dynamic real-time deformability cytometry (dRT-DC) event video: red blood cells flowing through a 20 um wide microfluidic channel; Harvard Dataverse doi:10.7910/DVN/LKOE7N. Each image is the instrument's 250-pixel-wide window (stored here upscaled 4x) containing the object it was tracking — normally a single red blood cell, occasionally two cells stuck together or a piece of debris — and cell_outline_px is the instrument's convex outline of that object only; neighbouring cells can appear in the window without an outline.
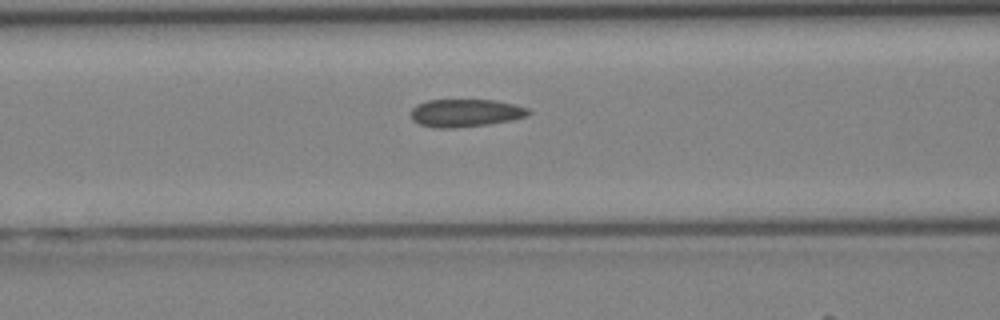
{"species": "Egyptian fruit bat (a non-hibernating species)", "species_latin": "Rousettus aegyptiacus", "temperature_condition": "cold", "stored_images_in_passage": 29, "camera_frame_rate_fps": 3000, "um_per_image_px": 0.085, "animal": {"sex": "female"}, "frame": {"image": 1, "passage_image": 13, "time_ms": 4.0, "image_size_px": [1000, 320], "cell_outline_px": [[532, 112], [528, 116], [512, 120], [488, 124], [452, 128], [432, 128], [420, 124], [412, 120], [412, 108], [416, 104], [428, 100], [496, 100], [516, 104], [528, 108]], "centroid_in_image_um": [39.59, 9.6], "position_along_channel_um": 127.0, "area_um2": 19.19}}
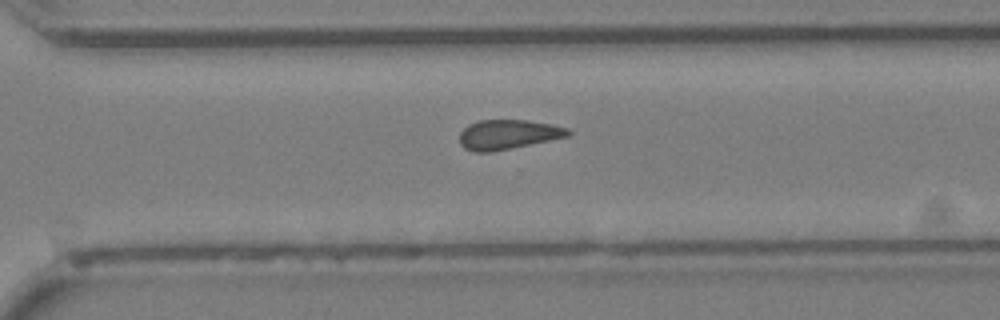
{"frame": {"image": 2, "passage_image": 25, "time_ms": 8.0, "image_size_px": [1000, 320], "cell_outline_px": [[572, 132], [568, 136], [512, 148], [492, 152], [476, 152], [464, 148], [460, 144], [460, 132], [468, 124], [480, 120], [524, 120], [552, 124], [568, 128]], "centroid_in_image_um": [43.16, 11.43], "position_along_channel_um": 327.4, "area_um2": 18.67}}